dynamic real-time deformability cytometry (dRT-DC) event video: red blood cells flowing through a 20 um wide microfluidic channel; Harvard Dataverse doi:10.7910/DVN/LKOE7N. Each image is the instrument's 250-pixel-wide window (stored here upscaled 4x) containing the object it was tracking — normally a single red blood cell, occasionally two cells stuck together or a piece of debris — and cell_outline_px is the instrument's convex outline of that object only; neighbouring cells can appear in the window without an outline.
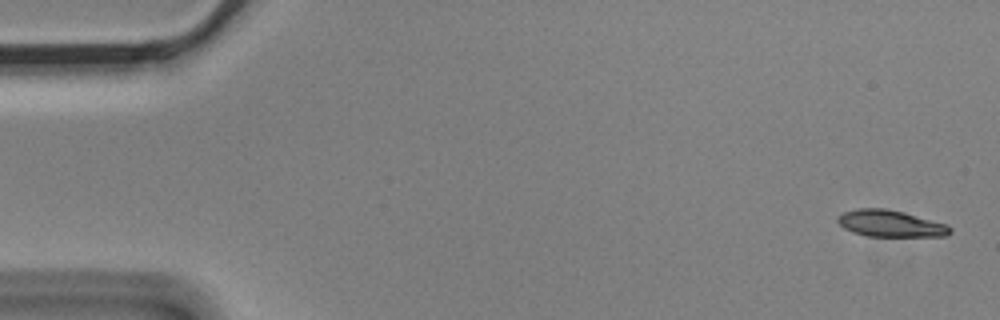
{"species": "Egyptian fruit bat (a non-hibernating species)", "species_latin": "Rousettus aegyptiacus", "temperature_condition": "cold", "stored_images_in_passage": 5, "camera_frame_rate_fps": 3000, "um_per_image_px": 0.085, "animal": {"sex": "male"}, "frame": {"image": 1, "passage_image": 1, "time_ms": 0.0, "image_size_px": [1000, 320], "cell_outline_px": [[952, 232], [944, 236], [868, 236], [852, 232], [844, 228], [836, 220], [836, 216], [844, 212], [856, 208], [884, 208], [904, 212], [948, 224], [952, 228]], "centroid_in_image_um": [75.69, 18.99], "position_along_channel_um": 9.3, "area_um2": 17.57}}
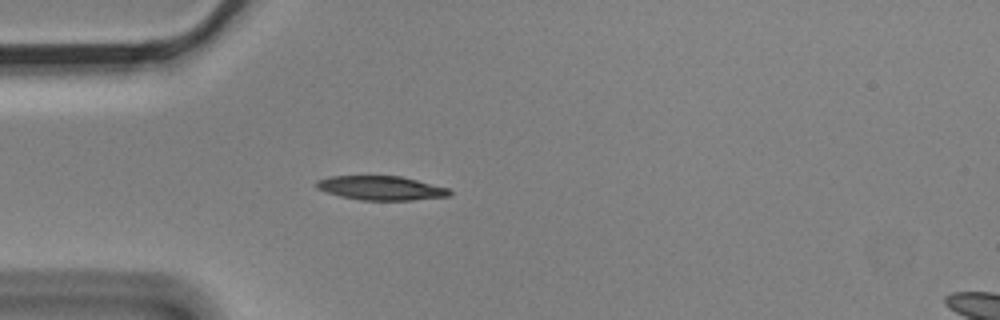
{"frame": {"image": 2, "passage_image": 5, "time_ms": 1.333, "image_size_px": [1000, 320], "cell_outline_px": [[452, 192], [448, 196], [412, 200], [360, 200], [340, 196], [316, 188], [312, 184], [316, 180], [328, 176], [400, 176], [448, 188]], "centroid_in_image_um": [32.32, 15.98], "position_along_channel_um": 52.7, "area_um2": 18.67}}